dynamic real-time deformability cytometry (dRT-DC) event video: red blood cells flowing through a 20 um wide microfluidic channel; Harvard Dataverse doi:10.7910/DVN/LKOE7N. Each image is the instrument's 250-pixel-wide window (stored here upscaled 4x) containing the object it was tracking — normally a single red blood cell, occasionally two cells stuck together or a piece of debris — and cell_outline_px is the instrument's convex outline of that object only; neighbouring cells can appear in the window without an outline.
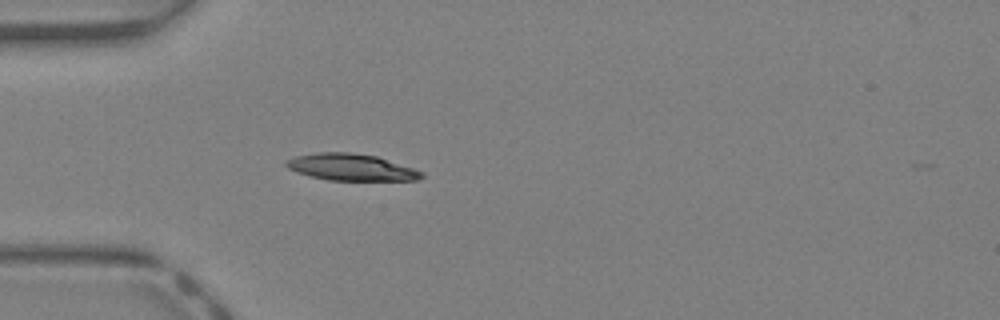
{"species": "Egyptian fruit bat (a non-hibernating species)", "species_latin": "Rousettus aegyptiacus", "temperature_condition": "warm", "stored_images_in_passage": 28, "camera_frame_rate_fps": 3000, "um_per_image_px": 0.085, "animal": {"sex": "female"}, "frame": {"image": 1, "passage_image": 1, "time_ms": 0.0, "image_size_px": [1000, 320], "cell_outline_px": [[424, 176], [416, 180], [328, 180], [312, 176], [288, 168], [284, 164], [284, 160], [296, 156], [316, 152], [352, 152], [376, 156], [424, 172]], "centroid_in_image_um": [29.83, 14.2], "position_along_channel_um": 55.2, "area_um2": 20.87}}
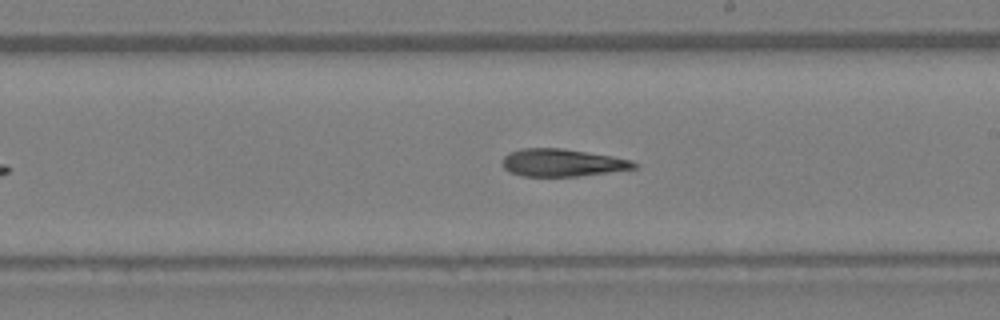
{"frame": {"image": 2, "passage_image": 13, "time_ms": 4.0, "image_size_px": [1000, 320], "cell_outline_px": [[636, 168], [576, 176], [524, 176], [508, 172], [504, 168], [504, 156], [508, 152], [524, 148], [560, 148], [612, 156], [632, 160], [636, 164]], "centroid_in_image_um": [47.75, 13.82], "position_along_channel_um": 241.2, "area_um2": 20.81}}
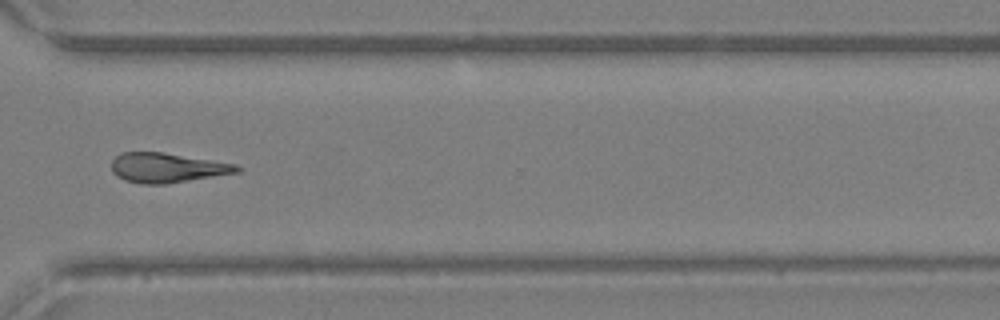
{"frame": {"image": 3, "passage_image": 20, "time_ms": 6.333, "image_size_px": [1000, 320], "cell_outline_px": [[244, 168], [240, 172], [164, 184], [140, 184], [124, 180], [116, 176], [112, 172], [112, 160], [120, 152], [160, 152], [236, 164]], "centroid_in_image_um": [14.19, 14.26], "position_along_channel_um": 356.4, "area_um2": 21.62}, "authors_computed_cell_mechanics": {"area_um2": 21.6461, "velocity_mm_per_s": 4.9171, "shape_relaxation_time_tau1_ms": 8.1039, "shape_relaxation_time_tau2_ms": null, "deformation_change_tau1": 0.1914, "deformation_change_tau2": null}}